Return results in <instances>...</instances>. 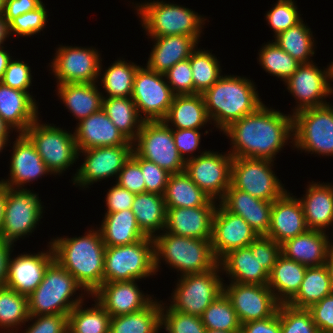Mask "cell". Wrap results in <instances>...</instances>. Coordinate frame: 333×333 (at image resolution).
I'll use <instances>...</instances> for the list:
<instances>
[{"label":"cell","mask_w":333,"mask_h":333,"mask_svg":"<svg viewBox=\"0 0 333 333\" xmlns=\"http://www.w3.org/2000/svg\"><path fill=\"white\" fill-rule=\"evenodd\" d=\"M280 254L281 245L279 243L267 236H258V260L269 275Z\"/></svg>","instance_id":"61"},{"label":"cell","mask_w":333,"mask_h":333,"mask_svg":"<svg viewBox=\"0 0 333 333\" xmlns=\"http://www.w3.org/2000/svg\"><path fill=\"white\" fill-rule=\"evenodd\" d=\"M300 200L308 229L328 232L333 224V184L308 182ZM330 226V227H329Z\"/></svg>","instance_id":"30"},{"label":"cell","mask_w":333,"mask_h":333,"mask_svg":"<svg viewBox=\"0 0 333 333\" xmlns=\"http://www.w3.org/2000/svg\"><path fill=\"white\" fill-rule=\"evenodd\" d=\"M97 84V82L57 84L55 91L68 112L80 122L102 109L103 95Z\"/></svg>","instance_id":"33"},{"label":"cell","mask_w":333,"mask_h":333,"mask_svg":"<svg viewBox=\"0 0 333 333\" xmlns=\"http://www.w3.org/2000/svg\"><path fill=\"white\" fill-rule=\"evenodd\" d=\"M38 117L24 132L34 144L53 176L59 177L76 164L78 149L74 131L71 132L56 124L44 123Z\"/></svg>","instance_id":"8"},{"label":"cell","mask_w":333,"mask_h":333,"mask_svg":"<svg viewBox=\"0 0 333 333\" xmlns=\"http://www.w3.org/2000/svg\"><path fill=\"white\" fill-rule=\"evenodd\" d=\"M226 283H223V292L231 301L241 324L271 317L278 310L280 303L268 285Z\"/></svg>","instance_id":"19"},{"label":"cell","mask_w":333,"mask_h":333,"mask_svg":"<svg viewBox=\"0 0 333 333\" xmlns=\"http://www.w3.org/2000/svg\"><path fill=\"white\" fill-rule=\"evenodd\" d=\"M219 203L230 213L242 217L258 236L268 235L273 201L261 200L230 185Z\"/></svg>","instance_id":"27"},{"label":"cell","mask_w":333,"mask_h":333,"mask_svg":"<svg viewBox=\"0 0 333 333\" xmlns=\"http://www.w3.org/2000/svg\"><path fill=\"white\" fill-rule=\"evenodd\" d=\"M317 65L314 61L300 64L283 83L287 87L286 91L295 99L292 115L306 108L321 107L330 103L327 102V98L333 95V90L329 81L328 66L321 69Z\"/></svg>","instance_id":"18"},{"label":"cell","mask_w":333,"mask_h":333,"mask_svg":"<svg viewBox=\"0 0 333 333\" xmlns=\"http://www.w3.org/2000/svg\"><path fill=\"white\" fill-rule=\"evenodd\" d=\"M131 157L140 165L145 181L146 192L163 195L170 173L154 162L140 157L134 150Z\"/></svg>","instance_id":"53"},{"label":"cell","mask_w":333,"mask_h":333,"mask_svg":"<svg viewBox=\"0 0 333 333\" xmlns=\"http://www.w3.org/2000/svg\"><path fill=\"white\" fill-rule=\"evenodd\" d=\"M206 329L240 332L241 323L231 301L223 292L200 316Z\"/></svg>","instance_id":"48"},{"label":"cell","mask_w":333,"mask_h":333,"mask_svg":"<svg viewBox=\"0 0 333 333\" xmlns=\"http://www.w3.org/2000/svg\"><path fill=\"white\" fill-rule=\"evenodd\" d=\"M278 110L262 104L222 131L230 139L227 151L232 157L274 161L286 145L293 144V116Z\"/></svg>","instance_id":"1"},{"label":"cell","mask_w":333,"mask_h":333,"mask_svg":"<svg viewBox=\"0 0 333 333\" xmlns=\"http://www.w3.org/2000/svg\"><path fill=\"white\" fill-rule=\"evenodd\" d=\"M157 274L153 238L105 248L103 282L143 280Z\"/></svg>","instance_id":"7"},{"label":"cell","mask_w":333,"mask_h":333,"mask_svg":"<svg viewBox=\"0 0 333 333\" xmlns=\"http://www.w3.org/2000/svg\"><path fill=\"white\" fill-rule=\"evenodd\" d=\"M167 208H187L197 206H217V202L204 193L189 177L182 171L170 174L165 192L163 194Z\"/></svg>","instance_id":"37"},{"label":"cell","mask_w":333,"mask_h":333,"mask_svg":"<svg viewBox=\"0 0 333 333\" xmlns=\"http://www.w3.org/2000/svg\"><path fill=\"white\" fill-rule=\"evenodd\" d=\"M293 116V150L333 157V103L306 108Z\"/></svg>","instance_id":"9"},{"label":"cell","mask_w":333,"mask_h":333,"mask_svg":"<svg viewBox=\"0 0 333 333\" xmlns=\"http://www.w3.org/2000/svg\"><path fill=\"white\" fill-rule=\"evenodd\" d=\"M115 182L134 194L146 192L140 165L132 157L124 164Z\"/></svg>","instance_id":"58"},{"label":"cell","mask_w":333,"mask_h":333,"mask_svg":"<svg viewBox=\"0 0 333 333\" xmlns=\"http://www.w3.org/2000/svg\"><path fill=\"white\" fill-rule=\"evenodd\" d=\"M107 190L108 192H106L107 194L105 195L106 200H104L106 204L105 213H115L132 208L136 194L121 187L116 182Z\"/></svg>","instance_id":"60"},{"label":"cell","mask_w":333,"mask_h":333,"mask_svg":"<svg viewBox=\"0 0 333 333\" xmlns=\"http://www.w3.org/2000/svg\"><path fill=\"white\" fill-rule=\"evenodd\" d=\"M254 83L246 76L224 74L202 94L208 117L217 131L222 132L264 104Z\"/></svg>","instance_id":"3"},{"label":"cell","mask_w":333,"mask_h":333,"mask_svg":"<svg viewBox=\"0 0 333 333\" xmlns=\"http://www.w3.org/2000/svg\"><path fill=\"white\" fill-rule=\"evenodd\" d=\"M5 2L6 0H0V15L4 14Z\"/></svg>","instance_id":"74"},{"label":"cell","mask_w":333,"mask_h":333,"mask_svg":"<svg viewBox=\"0 0 333 333\" xmlns=\"http://www.w3.org/2000/svg\"><path fill=\"white\" fill-rule=\"evenodd\" d=\"M199 153L186 161L185 172L204 193L219 203L231 184L233 157L228 151L219 153L204 149Z\"/></svg>","instance_id":"17"},{"label":"cell","mask_w":333,"mask_h":333,"mask_svg":"<svg viewBox=\"0 0 333 333\" xmlns=\"http://www.w3.org/2000/svg\"><path fill=\"white\" fill-rule=\"evenodd\" d=\"M15 136V141L12 143L9 177L1 179L0 182L5 186L17 189H27L28 183H33L38 178L46 175H52L42 160L41 156L36 151L34 144L24 134L18 133Z\"/></svg>","instance_id":"21"},{"label":"cell","mask_w":333,"mask_h":333,"mask_svg":"<svg viewBox=\"0 0 333 333\" xmlns=\"http://www.w3.org/2000/svg\"><path fill=\"white\" fill-rule=\"evenodd\" d=\"M31 93L8 87L0 82V117L18 133H24L38 118L39 105Z\"/></svg>","instance_id":"29"},{"label":"cell","mask_w":333,"mask_h":333,"mask_svg":"<svg viewBox=\"0 0 333 333\" xmlns=\"http://www.w3.org/2000/svg\"><path fill=\"white\" fill-rule=\"evenodd\" d=\"M206 333H240V332H229V331L207 329Z\"/></svg>","instance_id":"73"},{"label":"cell","mask_w":333,"mask_h":333,"mask_svg":"<svg viewBox=\"0 0 333 333\" xmlns=\"http://www.w3.org/2000/svg\"><path fill=\"white\" fill-rule=\"evenodd\" d=\"M29 316L28 297L6 286L0 287V331L18 332L26 326Z\"/></svg>","instance_id":"44"},{"label":"cell","mask_w":333,"mask_h":333,"mask_svg":"<svg viewBox=\"0 0 333 333\" xmlns=\"http://www.w3.org/2000/svg\"><path fill=\"white\" fill-rule=\"evenodd\" d=\"M219 264L229 282L268 285L269 274L258 260V237L249 246L230 251Z\"/></svg>","instance_id":"25"},{"label":"cell","mask_w":333,"mask_h":333,"mask_svg":"<svg viewBox=\"0 0 333 333\" xmlns=\"http://www.w3.org/2000/svg\"><path fill=\"white\" fill-rule=\"evenodd\" d=\"M313 31L303 19L286 31L274 37V42L298 62L311 63L315 53L316 40Z\"/></svg>","instance_id":"42"},{"label":"cell","mask_w":333,"mask_h":333,"mask_svg":"<svg viewBox=\"0 0 333 333\" xmlns=\"http://www.w3.org/2000/svg\"><path fill=\"white\" fill-rule=\"evenodd\" d=\"M42 3V0H6L4 16L10 22L26 12L35 10Z\"/></svg>","instance_id":"63"},{"label":"cell","mask_w":333,"mask_h":333,"mask_svg":"<svg viewBox=\"0 0 333 333\" xmlns=\"http://www.w3.org/2000/svg\"><path fill=\"white\" fill-rule=\"evenodd\" d=\"M331 228H332V229H331ZM331 228H329L328 231H329V230H332V231H333V224H332V227H331ZM326 233H327V239H328V240H327V242H328V252L333 254V240H332V239H333V234H332L333 232H331V235H332V236L330 235L329 232H326ZM329 235H330V236H329Z\"/></svg>","instance_id":"71"},{"label":"cell","mask_w":333,"mask_h":333,"mask_svg":"<svg viewBox=\"0 0 333 333\" xmlns=\"http://www.w3.org/2000/svg\"><path fill=\"white\" fill-rule=\"evenodd\" d=\"M11 35L10 25L4 14L0 15V47L5 46V41L9 39ZM4 45V46H3Z\"/></svg>","instance_id":"65"},{"label":"cell","mask_w":333,"mask_h":333,"mask_svg":"<svg viewBox=\"0 0 333 333\" xmlns=\"http://www.w3.org/2000/svg\"><path fill=\"white\" fill-rule=\"evenodd\" d=\"M31 324L29 325V323ZM25 330H19V333H68V315L64 314H46L30 315ZM18 333V332H14Z\"/></svg>","instance_id":"55"},{"label":"cell","mask_w":333,"mask_h":333,"mask_svg":"<svg viewBox=\"0 0 333 333\" xmlns=\"http://www.w3.org/2000/svg\"><path fill=\"white\" fill-rule=\"evenodd\" d=\"M132 6L148 39L171 35L192 36L199 41L201 39L207 18L193 9L164 0L132 2Z\"/></svg>","instance_id":"5"},{"label":"cell","mask_w":333,"mask_h":333,"mask_svg":"<svg viewBox=\"0 0 333 333\" xmlns=\"http://www.w3.org/2000/svg\"><path fill=\"white\" fill-rule=\"evenodd\" d=\"M153 240L156 273L161 270V262L176 270L180 276L205 273L219 264L212 250L211 239L162 232Z\"/></svg>","instance_id":"4"},{"label":"cell","mask_w":333,"mask_h":333,"mask_svg":"<svg viewBox=\"0 0 333 333\" xmlns=\"http://www.w3.org/2000/svg\"><path fill=\"white\" fill-rule=\"evenodd\" d=\"M15 245L0 238V287H5L8 278L9 259Z\"/></svg>","instance_id":"64"},{"label":"cell","mask_w":333,"mask_h":333,"mask_svg":"<svg viewBox=\"0 0 333 333\" xmlns=\"http://www.w3.org/2000/svg\"><path fill=\"white\" fill-rule=\"evenodd\" d=\"M15 59L16 58L13 56L5 70L1 82L8 87L30 93L29 89L33 86L31 67L28 65L29 63H25V61H21L18 58Z\"/></svg>","instance_id":"56"},{"label":"cell","mask_w":333,"mask_h":333,"mask_svg":"<svg viewBox=\"0 0 333 333\" xmlns=\"http://www.w3.org/2000/svg\"><path fill=\"white\" fill-rule=\"evenodd\" d=\"M165 302L161 307V329L166 333H206L199 316L175 311Z\"/></svg>","instance_id":"49"},{"label":"cell","mask_w":333,"mask_h":333,"mask_svg":"<svg viewBox=\"0 0 333 333\" xmlns=\"http://www.w3.org/2000/svg\"><path fill=\"white\" fill-rule=\"evenodd\" d=\"M5 47H0V82L3 78L6 68L9 62L12 60V54Z\"/></svg>","instance_id":"66"},{"label":"cell","mask_w":333,"mask_h":333,"mask_svg":"<svg viewBox=\"0 0 333 333\" xmlns=\"http://www.w3.org/2000/svg\"><path fill=\"white\" fill-rule=\"evenodd\" d=\"M95 47L59 45L49 63L57 84L96 83L103 61Z\"/></svg>","instance_id":"15"},{"label":"cell","mask_w":333,"mask_h":333,"mask_svg":"<svg viewBox=\"0 0 333 333\" xmlns=\"http://www.w3.org/2000/svg\"><path fill=\"white\" fill-rule=\"evenodd\" d=\"M174 96L164 74L155 72L146 65L138 67L131 98L144 121L163 120Z\"/></svg>","instance_id":"16"},{"label":"cell","mask_w":333,"mask_h":333,"mask_svg":"<svg viewBox=\"0 0 333 333\" xmlns=\"http://www.w3.org/2000/svg\"><path fill=\"white\" fill-rule=\"evenodd\" d=\"M327 233L308 229L281 244V254L306 267L325 265L328 256Z\"/></svg>","instance_id":"32"},{"label":"cell","mask_w":333,"mask_h":333,"mask_svg":"<svg viewBox=\"0 0 333 333\" xmlns=\"http://www.w3.org/2000/svg\"><path fill=\"white\" fill-rule=\"evenodd\" d=\"M93 301L91 307L86 308L82 302L69 312L68 333H109L111 316L96 300Z\"/></svg>","instance_id":"45"},{"label":"cell","mask_w":333,"mask_h":333,"mask_svg":"<svg viewBox=\"0 0 333 333\" xmlns=\"http://www.w3.org/2000/svg\"><path fill=\"white\" fill-rule=\"evenodd\" d=\"M296 197L287 190L273 201L267 237L280 245L308 230L302 204Z\"/></svg>","instance_id":"24"},{"label":"cell","mask_w":333,"mask_h":333,"mask_svg":"<svg viewBox=\"0 0 333 333\" xmlns=\"http://www.w3.org/2000/svg\"><path fill=\"white\" fill-rule=\"evenodd\" d=\"M55 260L91 296L102 284L105 244L98 227L75 237H51Z\"/></svg>","instance_id":"2"},{"label":"cell","mask_w":333,"mask_h":333,"mask_svg":"<svg viewBox=\"0 0 333 333\" xmlns=\"http://www.w3.org/2000/svg\"><path fill=\"white\" fill-rule=\"evenodd\" d=\"M154 43L146 66L164 74L177 62L186 60L198 47L199 40L187 35H171L150 38Z\"/></svg>","instance_id":"31"},{"label":"cell","mask_w":333,"mask_h":333,"mask_svg":"<svg viewBox=\"0 0 333 333\" xmlns=\"http://www.w3.org/2000/svg\"><path fill=\"white\" fill-rule=\"evenodd\" d=\"M9 137L10 136H0V152L1 153L4 149H6L7 146L9 147L11 145L12 142H10V140L12 138H9ZM8 143H10V144L8 145Z\"/></svg>","instance_id":"70"},{"label":"cell","mask_w":333,"mask_h":333,"mask_svg":"<svg viewBox=\"0 0 333 333\" xmlns=\"http://www.w3.org/2000/svg\"><path fill=\"white\" fill-rule=\"evenodd\" d=\"M34 190L10 188L6 186L4 221L0 238L15 245L20 238L31 236L41 223L45 206ZM44 211V212H43Z\"/></svg>","instance_id":"11"},{"label":"cell","mask_w":333,"mask_h":333,"mask_svg":"<svg viewBox=\"0 0 333 333\" xmlns=\"http://www.w3.org/2000/svg\"><path fill=\"white\" fill-rule=\"evenodd\" d=\"M49 11H47L46 6L42 3L35 10L26 12L9 22L10 31L13 39V35L20 37H33V35L39 34L43 29L46 28V24L48 23V15Z\"/></svg>","instance_id":"52"},{"label":"cell","mask_w":333,"mask_h":333,"mask_svg":"<svg viewBox=\"0 0 333 333\" xmlns=\"http://www.w3.org/2000/svg\"><path fill=\"white\" fill-rule=\"evenodd\" d=\"M131 210L146 237L154 238L164 231L167 209L163 195L149 192L136 194Z\"/></svg>","instance_id":"38"},{"label":"cell","mask_w":333,"mask_h":333,"mask_svg":"<svg viewBox=\"0 0 333 333\" xmlns=\"http://www.w3.org/2000/svg\"><path fill=\"white\" fill-rule=\"evenodd\" d=\"M296 4L294 0H277L274 7L265 13V20L269 27L273 29V37L302 20Z\"/></svg>","instance_id":"51"},{"label":"cell","mask_w":333,"mask_h":333,"mask_svg":"<svg viewBox=\"0 0 333 333\" xmlns=\"http://www.w3.org/2000/svg\"><path fill=\"white\" fill-rule=\"evenodd\" d=\"M325 266L328 270L331 290L333 293V254L332 253H328V256H327L326 262H325Z\"/></svg>","instance_id":"68"},{"label":"cell","mask_w":333,"mask_h":333,"mask_svg":"<svg viewBox=\"0 0 333 333\" xmlns=\"http://www.w3.org/2000/svg\"><path fill=\"white\" fill-rule=\"evenodd\" d=\"M320 333H333V293L308 309Z\"/></svg>","instance_id":"59"},{"label":"cell","mask_w":333,"mask_h":333,"mask_svg":"<svg viewBox=\"0 0 333 333\" xmlns=\"http://www.w3.org/2000/svg\"><path fill=\"white\" fill-rule=\"evenodd\" d=\"M102 109L112 123L130 141L134 142L144 120L139 116L131 97H103Z\"/></svg>","instance_id":"41"},{"label":"cell","mask_w":333,"mask_h":333,"mask_svg":"<svg viewBox=\"0 0 333 333\" xmlns=\"http://www.w3.org/2000/svg\"><path fill=\"white\" fill-rule=\"evenodd\" d=\"M220 264L196 274L179 276L167 304L175 311L201 316L206 308L223 293L224 277Z\"/></svg>","instance_id":"10"},{"label":"cell","mask_w":333,"mask_h":333,"mask_svg":"<svg viewBox=\"0 0 333 333\" xmlns=\"http://www.w3.org/2000/svg\"><path fill=\"white\" fill-rule=\"evenodd\" d=\"M46 251L19 253L9 259L6 287L21 295L29 296L42 282L47 267L55 260L50 242Z\"/></svg>","instance_id":"22"},{"label":"cell","mask_w":333,"mask_h":333,"mask_svg":"<svg viewBox=\"0 0 333 333\" xmlns=\"http://www.w3.org/2000/svg\"><path fill=\"white\" fill-rule=\"evenodd\" d=\"M13 129L0 117V136H11Z\"/></svg>","instance_id":"69"},{"label":"cell","mask_w":333,"mask_h":333,"mask_svg":"<svg viewBox=\"0 0 333 333\" xmlns=\"http://www.w3.org/2000/svg\"><path fill=\"white\" fill-rule=\"evenodd\" d=\"M104 214L98 229L106 247L130 245L146 238L131 209Z\"/></svg>","instance_id":"35"},{"label":"cell","mask_w":333,"mask_h":333,"mask_svg":"<svg viewBox=\"0 0 333 333\" xmlns=\"http://www.w3.org/2000/svg\"><path fill=\"white\" fill-rule=\"evenodd\" d=\"M133 150L170 174L185 171L186 162L175 146L173 129L163 120L144 121L133 142Z\"/></svg>","instance_id":"13"},{"label":"cell","mask_w":333,"mask_h":333,"mask_svg":"<svg viewBox=\"0 0 333 333\" xmlns=\"http://www.w3.org/2000/svg\"><path fill=\"white\" fill-rule=\"evenodd\" d=\"M163 121L172 129H202L212 125L202 94L175 95Z\"/></svg>","instance_id":"34"},{"label":"cell","mask_w":333,"mask_h":333,"mask_svg":"<svg viewBox=\"0 0 333 333\" xmlns=\"http://www.w3.org/2000/svg\"><path fill=\"white\" fill-rule=\"evenodd\" d=\"M87 297L90 298V295L76 279L54 260L47 267L42 282L28 296L29 315H68Z\"/></svg>","instance_id":"6"},{"label":"cell","mask_w":333,"mask_h":333,"mask_svg":"<svg viewBox=\"0 0 333 333\" xmlns=\"http://www.w3.org/2000/svg\"><path fill=\"white\" fill-rule=\"evenodd\" d=\"M274 165L267 159L233 157L230 185L261 200L274 201L287 191Z\"/></svg>","instance_id":"12"},{"label":"cell","mask_w":333,"mask_h":333,"mask_svg":"<svg viewBox=\"0 0 333 333\" xmlns=\"http://www.w3.org/2000/svg\"><path fill=\"white\" fill-rule=\"evenodd\" d=\"M216 206L167 208L163 232L197 239H211Z\"/></svg>","instance_id":"28"},{"label":"cell","mask_w":333,"mask_h":333,"mask_svg":"<svg viewBox=\"0 0 333 333\" xmlns=\"http://www.w3.org/2000/svg\"><path fill=\"white\" fill-rule=\"evenodd\" d=\"M5 202H6V186L0 182V231L4 221Z\"/></svg>","instance_id":"67"},{"label":"cell","mask_w":333,"mask_h":333,"mask_svg":"<svg viewBox=\"0 0 333 333\" xmlns=\"http://www.w3.org/2000/svg\"><path fill=\"white\" fill-rule=\"evenodd\" d=\"M281 333H320L308 309H298L279 304Z\"/></svg>","instance_id":"50"},{"label":"cell","mask_w":333,"mask_h":333,"mask_svg":"<svg viewBox=\"0 0 333 333\" xmlns=\"http://www.w3.org/2000/svg\"><path fill=\"white\" fill-rule=\"evenodd\" d=\"M257 237L258 234L242 217L217 204L212 219L211 245L218 261L232 250L249 246Z\"/></svg>","instance_id":"20"},{"label":"cell","mask_w":333,"mask_h":333,"mask_svg":"<svg viewBox=\"0 0 333 333\" xmlns=\"http://www.w3.org/2000/svg\"><path fill=\"white\" fill-rule=\"evenodd\" d=\"M328 71H329L330 85H331V88L333 90V84H331V82H333V61L331 63H329V65H328Z\"/></svg>","instance_id":"72"},{"label":"cell","mask_w":333,"mask_h":333,"mask_svg":"<svg viewBox=\"0 0 333 333\" xmlns=\"http://www.w3.org/2000/svg\"><path fill=\"white\" fill-rule=\"evenodd\" d=\"M331 293L326 266L307 267L299 291L287 304L298 309H309Z\"/></svg>","instance_id":"43"},{"label":"cell","mask_w":333,"mask_h":333,"mask_svg":"<svg viewBox=\"0 0 333 333\" xmlns=\"http://www.w3.org/2000/svg\"><path fill=\"white\" fill-rule=\"evenodd\" d=\"M264 44L258 51V64L266 73L285 82L301 63L281 49L273 40Z\"/></svg>","instance_id":"47"},{"label":"cell","mask_w":333,"mask_h":333,"mask_svg":"<svg viewBox=\"0 0 333 333\" xmlns=\"http://www.w3.org/2000/svg\"><path fill=\"white\" fill-rule=\"evenodd\" d=\"M139 66L137 63L119 57L104 70L101 62L97 83L101 86L100 88L103 87L100 89L103 97H131L134 76Z\"/></svg>","instance_id":"39"},{"label":"cell","mask_w":333,"mask_h":333,"mask_svg":"<svg viewBox=\"0 0 333 333\" xmlns=\"http://www.w3.org/2000/svg\"><path fill=\"white\" fill-rule=\"evenodd\" d=\"M162 300L155 299L144 309L111 317L109 333H159Z\"/></svg>","instance_id":"40"},{"label":"cell","mask_w":333,"mask_h":333,"mask_svg":"<svg viewBox=\"0 0 333 333\" xmlns=\"http://www.w3.org/2000/svg\"><path fill=\"white\" fill-rule=\"evenodd\" d=\"M133 145H117L78 150L83 162L73 173L72 185L86 190L94 183L108 178H118L124 164L130 159Z\"/></svg>","instance_id":"14"},{"label":"cell","mask_w":333,"mask_h":333,"mask_svg":"<svg viewBox=\"0 0 333 333\" xmlns=\"http://www.w3.org/2000/svg\"><path fill=\"white\" fill-rule=\"evenodd\" d=\"M167 83L175 95L194 94V82L190 57L177 62L164 73Z\"/></svg>","instance_id":"54"},{"label":"cell","mask_w":333,"mask_h":333,"mask_svg":"<svg viewBox=\"0 0 333 333\" xmlns=\"http://www.w3.org/2000/svg\"><path fill=\"white\" fill-rule=\"evenodd\" d=\"M307 267L282 254L269 275L268 287L280 304H287L299 291Z\"/></svg>","instance_id":"36"},{"label":"cell","mask_w":333,"mask_h":333,"mask_svg":"<svg viewBox=\"0 0 333 333\" xmlns=\"http://www.w3.org/2000/svg\"><path fill=\"white\" fill-rule=\"evenodd\" d=\"M74 136L78 150L96 147L133 145L101 109L76 123Z\"/></svg>","instance_id":"26"},{"label":"cell","mask_w":333,"mask_h":333,"mask_svg":"<svg viewBox=\"0 0 333 333\" xmlns=\"http://www.w3.org/2000/svg\"><path fill=\"white\" fill-rule=\"evenodd\" d=\"M240 333H281L278 310L271 317L241 324Z\"/></svg>","instance_id":"62"},{"label":"cell","mask_w":333,"mask_h":333,"mask_svg":"<svg viewBox=\"0 0 333 333\" xmlns=\"http://www.w3.org/2000/svg\"><path fill=\"white\" fill-rule=\"evenodd\" d=\"M139 281L141 280L103 282L90 297L96 300L111 317L137 312L156 298L140 290L136 283Z\"/></svg>","instance_id":"23"},{"label":"cell","mask_w":333,"mask_h":333,"mask_svg":"<svg viewBox=\"0 0 333 333\" xmlns=\"http://www.w3.org/2000/svg\"><path fill=\"white\" fill-rule=\"evenodd\" d=\"M201 129H173V139L180 156L186 162L195 158V152L201 150ZM194 153V154H193Z\"/></svg>","instance_id":"57"},{"label":"cell","mask_w":333,"mask_h":333,"mask_svg":"<svg viewBox=\"0 0 333 333\" xmlns=\"http://www.w3.org/2000/svg\"><path fill=\"white\" fill-rule=\"evenodd\" d=\"M194 94H203L220 79L222 68L219 59L209 50L196 48L190 55Z\"/></svg>","instance_id":"46"}]
</instances>
